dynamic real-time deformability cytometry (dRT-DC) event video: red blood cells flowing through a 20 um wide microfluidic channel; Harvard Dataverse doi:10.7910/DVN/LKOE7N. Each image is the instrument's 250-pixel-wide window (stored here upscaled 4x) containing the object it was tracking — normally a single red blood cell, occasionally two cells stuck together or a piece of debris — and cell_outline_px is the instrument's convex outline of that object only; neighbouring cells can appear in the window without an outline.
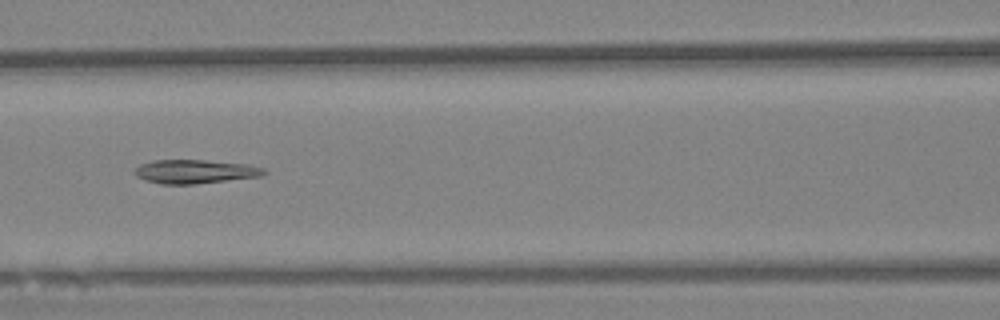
{"species": "Egyptian fruit bat (a non-hibernating species)", "species_latin": "Rousettus aegyptiacus", "temperature_condition": "warm", "stored_images_in_passage": 41, "camera_frame_rate_fps": 3000, "um_per_image_px": 0.085, "animal": {"sex": "female"}, "frame": {"image": 1, "passage_image": 8, "time_ms": 2.333, "image_size_px": [1000, 320], "cell_outline_px": [[268, 172], [260, 176], [196, 184], [160, 184], [144, 180], [136, 176], [132, 172], [140, 164], [152, 160], [204, 160], [248, 164], [264, 168]], "centroid_in_image_um": [16.54, 14.58], "position_along_channel_um": 150.1, "area_um2": 18.03}}
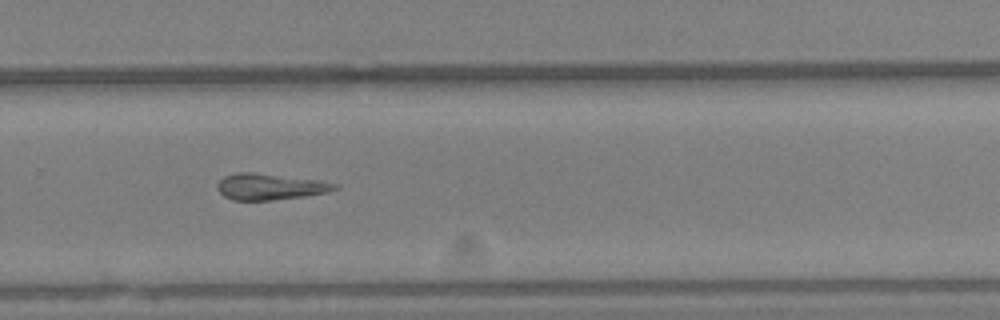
{"frame": {"image": 2, "passage_image": 22, "time_ms": 7.0, "image_size_px": [1000, 320], "cell_outline_px": [[340, 188], [328, 192], [304, 196], [272, 200], [232, 200], [224, 196], [216, 188], [216, 184], [224, 176], [236, 172], [252, 172], [316, 180], [340, 184]], "centroid_in_image_um": [22.93, 15.87], "position_along_channel_um": 306.9, "area_um2": 17.92}}
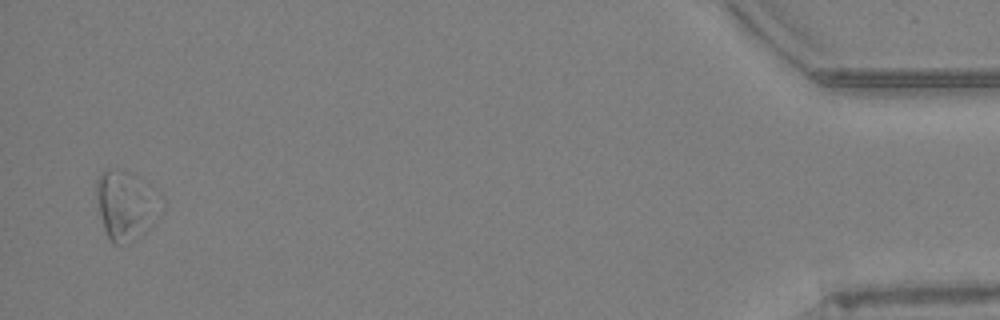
{"frame": {"image": 3, "passage_image": 40, "time_ms": 13.0, "image_size_px": [1000, 320], "cell_outline_px": [[164, 204], [128, 244], [112, 244], [104, 228], [100, 216], [96, 196], [96, 180], [100, 172], [108, 168], [116, 168], [132, 172], [152, 184], [164, 196]], "centroid_in_image_um": [10.68, 17.31], "position_along_channel_um": 424.5, "area_um2": 26.01}, "authors_computed_cell_mechanics": {"area_um2": 17.918, "velocity_mm_per_s": 3.3722, "shape_relaxation_time_tau1_ms": null, "shape_relaxation_time_tau2_ms": 8.4595, "deformation_change_tau1": null, "deformation_change_tau2": 0.181}}